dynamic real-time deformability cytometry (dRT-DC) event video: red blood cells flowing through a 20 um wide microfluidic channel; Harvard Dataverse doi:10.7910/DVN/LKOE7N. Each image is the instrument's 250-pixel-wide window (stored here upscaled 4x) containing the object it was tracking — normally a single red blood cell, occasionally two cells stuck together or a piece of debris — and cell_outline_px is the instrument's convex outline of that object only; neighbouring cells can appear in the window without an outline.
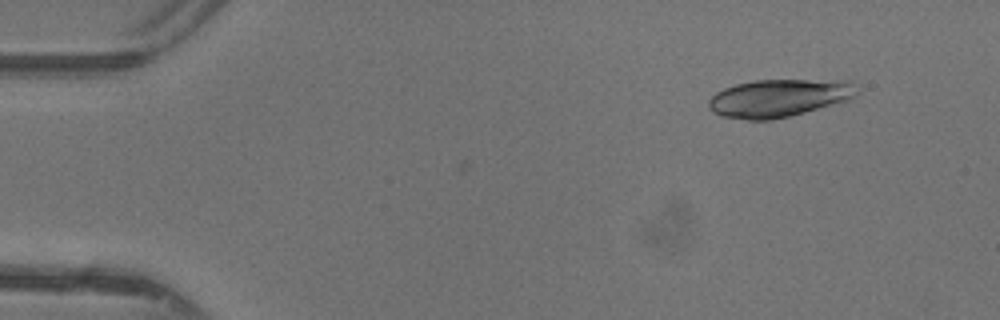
{"species": "common noctule bat (a hibernating species)", "species_latin": "Nyctalus noctula", "temperature_condition": "warm", "stored_images_in_passage": 2, "camera_frame_rate_fps": 3000, "um_per_image_px": 0.085, "animal": {"sex": "female"}, "frame": {"image": 1, "passage_image": 2, "time_ms": 0.333, "image_size_px": [1000, 320], "cell_outline_px": [[860, 88], [856, 96], [848, 100], [804, 112], [772, 120], [748, 120], [720, 116], [712, 112], [708, 108], [708, 100], [716, 92], [724, 88], [736, 84], [756, 80], [848, 80]], "centroid_in_image_um": [66.2, 8.33], "position_along_channel_um": 18.8, "area_um2": 32.77}}